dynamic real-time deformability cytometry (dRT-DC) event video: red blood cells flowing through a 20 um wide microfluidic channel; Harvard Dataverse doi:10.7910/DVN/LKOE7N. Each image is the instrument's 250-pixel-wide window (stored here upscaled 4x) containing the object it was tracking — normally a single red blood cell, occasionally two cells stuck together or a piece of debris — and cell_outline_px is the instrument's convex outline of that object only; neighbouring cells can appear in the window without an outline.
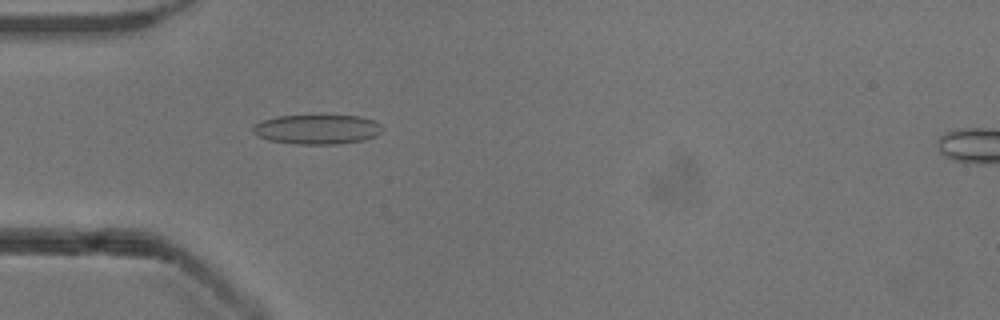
{"species": "common noctule bat (a hibernating species)", "species_latin": "Nyctalus noctula", "temperature_condition": "cold", "stored_images_in_passage": 26, "camera_frame_rate_fps": 3000, "um_per_image_px": 0.085, "animal": {"sex": "male", "body_mass_g": 13.3}, "frame": {"image": 1, "passage_image": 16, "time_ms": 5.0, "image_size_px": [1000, 320], "cell_outline_px": [[384, 128], [376, 136], [364, 140], [336, 144], [296, 144], [268, 140], [252, 132], [252, 128], [256, 124], [264, 120], [276, 116], [360, 116], [376, 120]], "centroid_in_image_um": [27.0, 11.0], "position_along_channel_um": 58.0, "area_um2": 22.25}}
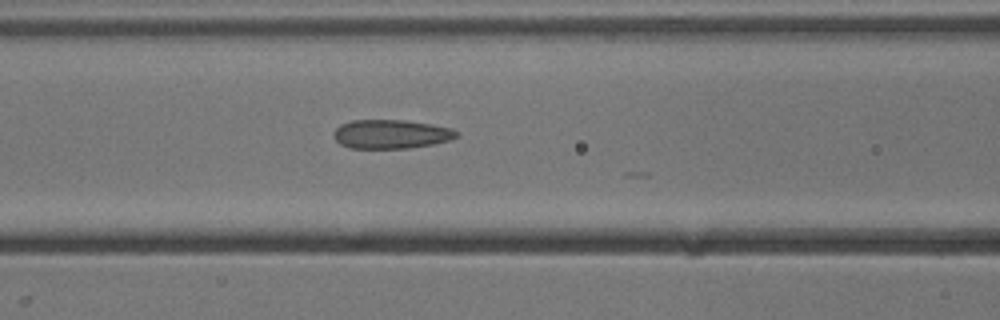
{"frame": {"image": 2, "passage_image": 22, "time_ms": 7.0, "image_size_px": [1000, 320], "cell_outline_px": [[460, 136], [448, 140], [432, 144], [408, 148], [348, 148], [340, 144], [332, 136], [332, 132], [340, 124], [352, 120], [404, 120], [432, 124], [452, 128]], "centroid_in_image_um": [33.2, 11.39], "position_along_channel_um": 133.4, "area_um2": 20.81}}
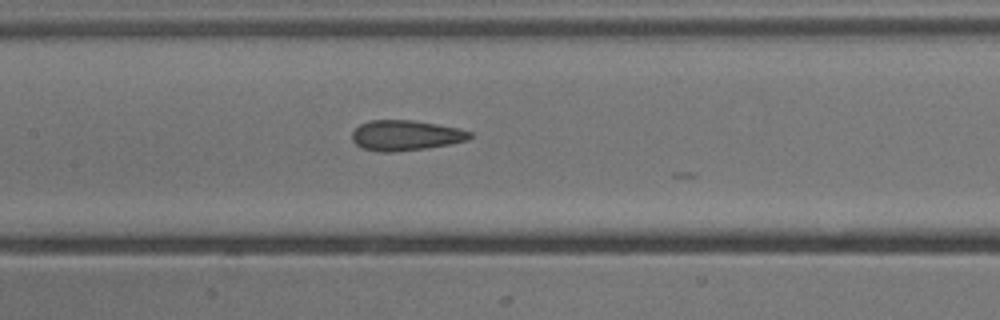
{"frame": {"image": 3, "passage_image": 25, "time_ms": 8.0, "image_size_px": [1000, 320], "cell_outline_px": [[472, 136], [468, 140], [448, 144], [424, 148], [388, 152], [380, 152], [364, 148], [356, 144], [352, 140], [352, 132], [360, 124], [368, 120], [412, 120], [460, 128], [472, 132]], "centroid_in_image_um": [34.48, 11.49], "position_along_channel_um": 172.9, "area_um2": 20.63}}